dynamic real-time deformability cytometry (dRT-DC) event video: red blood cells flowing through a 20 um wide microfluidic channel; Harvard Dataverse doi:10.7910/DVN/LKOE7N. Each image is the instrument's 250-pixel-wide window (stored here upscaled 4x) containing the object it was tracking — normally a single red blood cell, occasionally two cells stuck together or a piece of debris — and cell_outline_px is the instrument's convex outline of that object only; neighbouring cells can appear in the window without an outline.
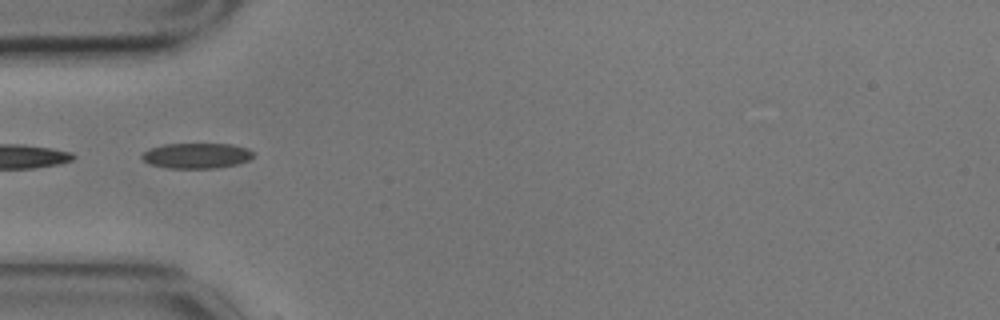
{"species": "common noctule bat (a hibernating species)", "species_latin": "Nyctalus noctula", "temperature_condition": "cold", "stored_images_in_passage": 5, "segment_of_instrument_passage": [2, 2], "camera_frame_rate_fps": 3000, "um_per_image_px": 0.085, "animal": {"sex": "male", "body_mass_g": 17.9}, "frame": {"image": 1, "passage_image": 5, "time_ms": 1.333, "image_size_px": [1000, 320], "cell_outline_px": [[256, 156], [248, 160], [236, 164], [212, 168], [168, 168], [148, 164], [140, 156], [144, 152], [152, 148], [164, 144], [232, 144], [248, 148], [256, 152]], "centroid_in_image_um": [16.75, 13.23], "position_along_channel_um": 68.2, "area_um2": 16.53}}